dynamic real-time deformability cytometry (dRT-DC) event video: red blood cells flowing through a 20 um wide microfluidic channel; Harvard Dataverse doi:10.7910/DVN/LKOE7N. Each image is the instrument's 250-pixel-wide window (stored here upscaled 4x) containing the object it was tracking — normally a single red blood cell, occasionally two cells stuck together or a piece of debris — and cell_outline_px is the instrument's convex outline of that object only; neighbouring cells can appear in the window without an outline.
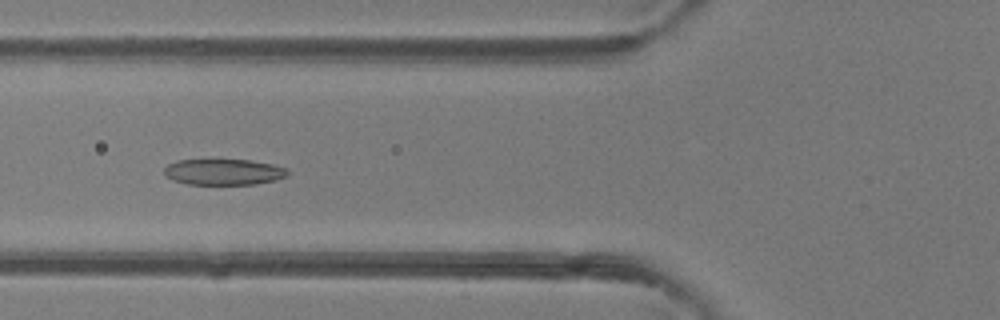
{"species": "common noctule bat (a hibernating species)", "species_latin": "Nyctalus noctula", "temperature_condition": "room temperature", "stored_images_in_passage": 48, "camera_frame_rate_fps": 3000, "um_per_image_px": 0.085, "animal": {"sex": "female"}, "frame": {"image": 1, "passage_image": 18, "time_ms": 5.667, "image_size_px": [1000, 320], "cell_outline_px": [[288, 176], [276, 180], [256, 184], [188, 184], [172, 180], [164, 176], [164, 168], [168, 164], [180, 160], [252, 160], [272, 164], [288, 168]], "centroid_in_image_um": [19.03, 14.62], "position_along_channel_um": 106.8, "area_um2": 18.79}}
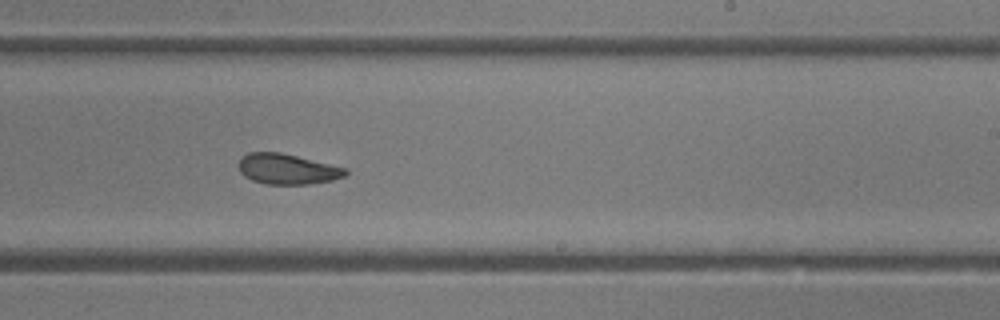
{"frame": {"image": 2, "passage_image": 29, "time_ms": 9.333, "image_size_px": [1000, 320], "cell_outline_px": [[348, 172], [344, 176], [332, 180], [308, 184], [264, 184], [252, 180], [244, 176], [240, 172], [240, 156], [248, 152], [280, 152], [348, 168]], "centroid_in_image_um": [24.42, 14.36], "position_along_channel_um": 264.6, "area_um2": 18.96}}
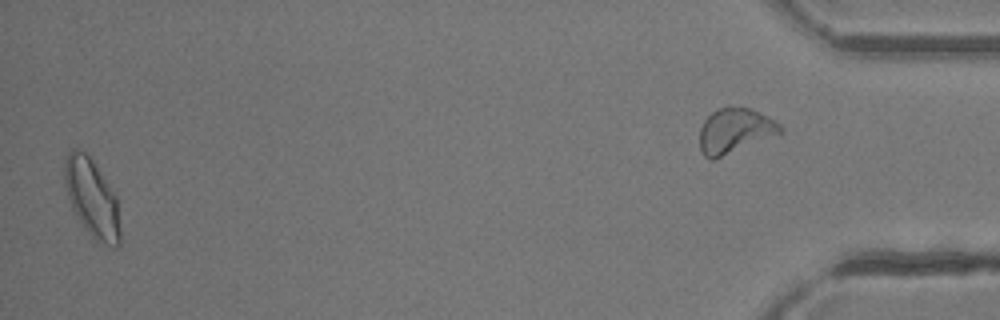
{"frame": {"image": 3, "passage_image": 47, "time_ms": 15.333, "image_size_px": [1000, 320], "cell_outline_px": [[120, 244], [116, 248], [112, 248], [96, 240], [84, 228], [72, 208], [64, 184], [64, 160], [68, 152], [72, 148], [76, 148], [84, 152], [92, 160], [116, 196], [120, 228]], "centroid_in_image_um": [7.81, 16.86], "position_along_channel_um": 427.4, "area_um2": 25.2}}